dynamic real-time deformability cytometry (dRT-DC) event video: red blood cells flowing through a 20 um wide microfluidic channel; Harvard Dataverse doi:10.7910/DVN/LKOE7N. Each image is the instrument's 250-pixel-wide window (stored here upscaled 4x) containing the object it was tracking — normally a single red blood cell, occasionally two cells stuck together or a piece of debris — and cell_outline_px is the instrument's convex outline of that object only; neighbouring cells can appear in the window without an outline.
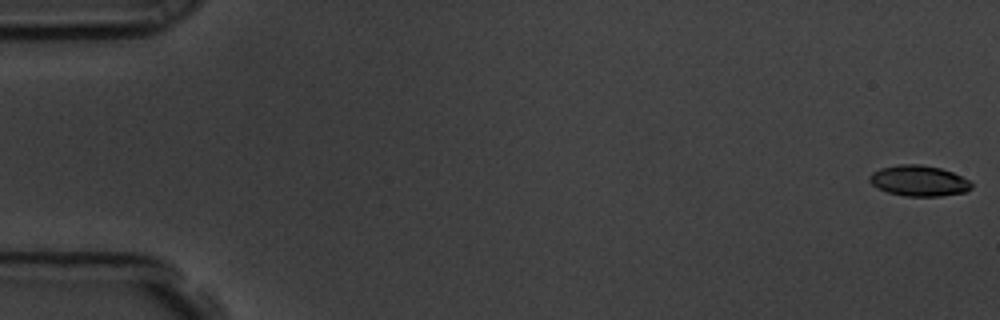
{"species": "common noctule bat (a hibernating species)", "species_latin": "Nyctalus noctula", "temperature_condition": "room temperature", "stored_images_in_passage": 58, "camera_frame_rate_fps": 3000, "um_per_image_px": 0.085, "animal": {"sex": "male", "body_mass_g": 19.5, "forearm_length_mm": 54.6}, "frame": {"image": 1, "passage_image": 1, "time_ms": 0.0, "image_size_px": [1000, 320], "cell_outline_px": [[972, 188], [964, 192], [940, 196], [904, 196], [888, 192], [876, 188], [868, 180], [868, 176], [872, 172], [880, 168], [900, 164], [920, 164], [940, 168], [952, 172], [968, 180], [972, 184]], "centroid_in_image_um": [78.06, 15.36], "position_along_channel_um": 6.9, "area_um2": 18.26}}
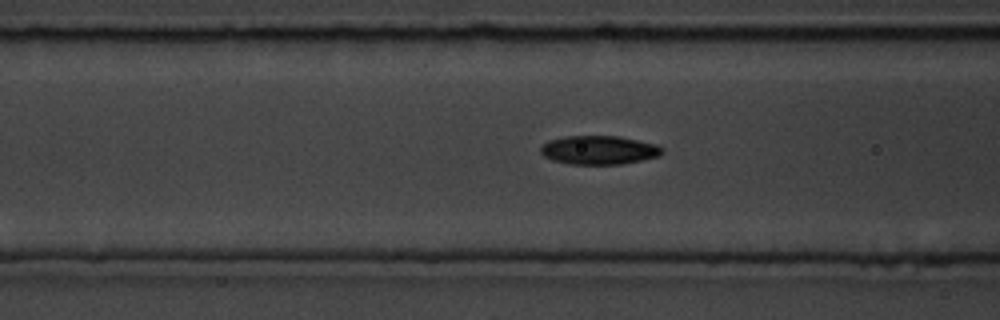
{"frame": {"image": 2, "passage_image": 23, "time_ms": 7.333, "image_size_px": [1000, 320], "cell_outline_px": [[664, 152], [660, 156], [620, 164], [568, 164], [552, 160], [544, 156], [540, 152], [540, 148], [548, 140], [564, 136], [620, 136], [656, 144], [664, 148]], "centroid_in_image_um": [50.91, 12.75], "position_along_channel_um": 115.7, "area_um2": 20.46}}
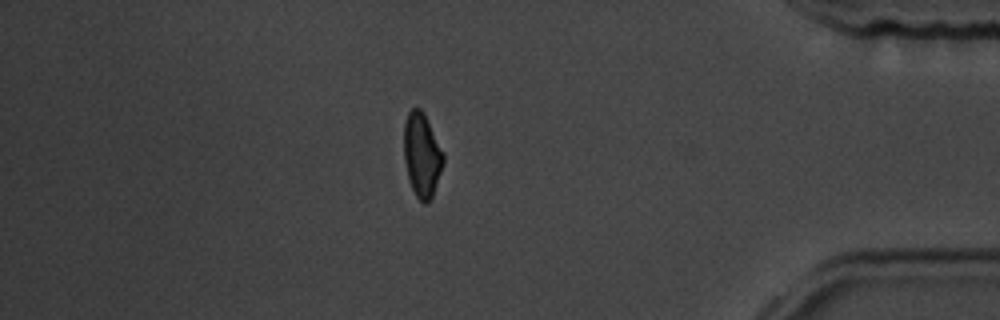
{"frame": {"image": 3, "passage_image": 50, "time_ms": 16.333, "image_size_px": [1000, 320], "cell_outline_px": [[444, 164], [432, 196], [424, 204], [416, 196], [408, 180], [404, 160], [404, 124], [408, 112], [412, 108], [420, 108], [424, 112], [444, 152]], "centroid_in_image_um": [35.86, 13.15], "position_along_channel_um": 399.3, "area_um2": 19.42}, "authors_computed_cell_mechanics": {"area_um2": 19.3341, "velocity_mm_per_s": 3.5623, "shape_relaxation_time_tau1_ms": 3.5492, "shape_relaxation_time_tau2_ms": 5.9623, "deformation_change_tau1": 0.1168, "deformation_change_tau2": 0.1174}}